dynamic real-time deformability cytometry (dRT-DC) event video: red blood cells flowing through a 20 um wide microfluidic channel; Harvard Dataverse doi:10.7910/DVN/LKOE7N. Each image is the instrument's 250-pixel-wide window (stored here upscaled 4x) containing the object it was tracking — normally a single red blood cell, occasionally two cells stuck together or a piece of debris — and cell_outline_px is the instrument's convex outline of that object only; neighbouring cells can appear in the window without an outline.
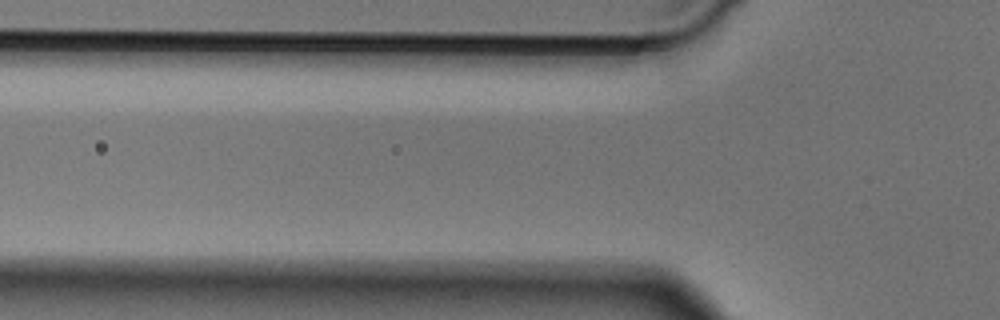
{"species": "Egyptian fruit bat (a non-hibernating species)", "species_latin": "Rousettus aegyptiacus", "temperature_condition": "cold", "stored_images_in_passage": 3, "camera_frame_rate_fps": 3000, "um_per_image_px": 0.085, "animal": {"sex": "male"}, "frame": {"image": 1, "passage_image": 3, "time_ms": 0.667, "image_size_px": [1000, 320], "cell_outline_px": [[780, 40], [776, 52], [740, 88], [728, 96], [708, 104], [696, 104], [724, 76], [756, 48], [768, 40]], "centroid_in_image_um": [63.01, 6.17], "position_along_channel_um": 62.8, "area_um2": 11.16}}